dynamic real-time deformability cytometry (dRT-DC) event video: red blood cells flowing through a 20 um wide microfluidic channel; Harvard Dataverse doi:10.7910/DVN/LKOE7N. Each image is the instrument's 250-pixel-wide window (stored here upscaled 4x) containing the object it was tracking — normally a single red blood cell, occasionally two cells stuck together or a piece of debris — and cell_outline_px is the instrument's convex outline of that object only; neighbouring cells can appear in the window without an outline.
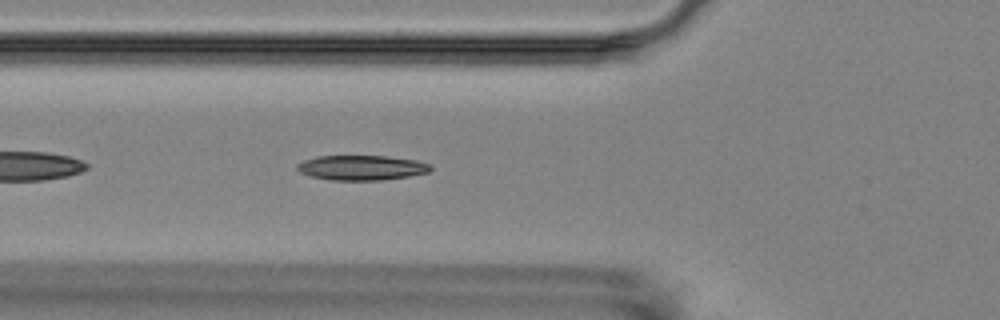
{"species": "Egyptian fruit bat (a non-hibernating species)", "species_latin": "Rousettus aegyptiacus", "temperature_condition": "room temperature", "stored_images_in_passage": 6, "camera_frame_rate_fps": 3000, "um_per_image_px": 0.085, "animal": {"sex": "female"}, "frame": {"image": 1, "passage_image": 6, "time_ms": 5.667, "image_size_px": [1000, 320], "cell_outline_px": [[432, 168], [428, 172], [408, 176], [380, 180], [332, 180], [312, 176], [300, 172], [296, 168], [296, 164], [304, 160], [316, 156], [388, 156], [416, 160], [432, 164]], "centroid_in_image_um": [30.74, 14.24], "position_along_channel_um": 95.1, "area_um2": 19.31}}